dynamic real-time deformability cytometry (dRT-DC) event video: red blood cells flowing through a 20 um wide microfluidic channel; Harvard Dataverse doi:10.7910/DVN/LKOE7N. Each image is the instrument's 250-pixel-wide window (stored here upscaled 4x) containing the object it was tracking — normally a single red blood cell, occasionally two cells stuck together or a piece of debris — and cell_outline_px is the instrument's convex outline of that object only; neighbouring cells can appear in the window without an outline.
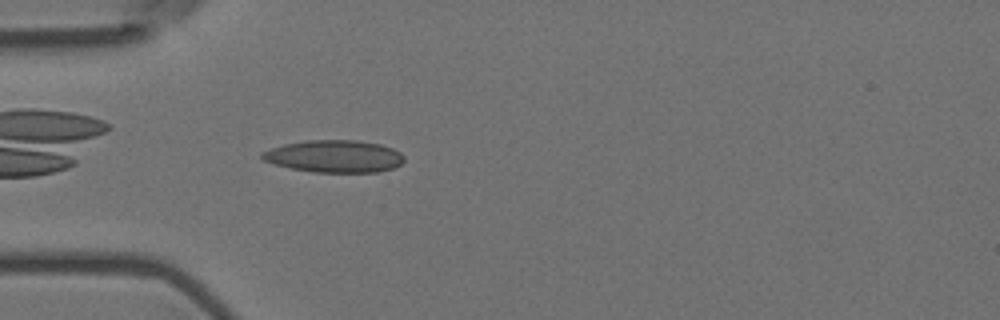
{"species": "Egyptian fruit bat (a non-hibernating species)", "species_latin": "Rousettus aegyptiacus", "temperature_condition": "room temperature", "stored_images_in_passage": 2, "camera_frame_rate_fps": 3000, "um_per_image_px": 0.085, "animal": {"sex": "female"}, "frame": {"image": 1, "passage_image": 2, "time_ms": 0.333, "image_size_px": [1000, 320], "cell_outline_px": [[404, 160], [400, 164], [392, 168], [376, 172], [312, 172], [292, 168], [276, 164], [264, 160], [260, 156], [260, 152], [284, 144], [308, 140], [356, 140], [380, 144], [392, 148], [400, 152], [404, 156]], "centroid_in_image_um": [28.42, 13.28], "position_along_channel_um": 56.6, "area_um2": 26.59}}